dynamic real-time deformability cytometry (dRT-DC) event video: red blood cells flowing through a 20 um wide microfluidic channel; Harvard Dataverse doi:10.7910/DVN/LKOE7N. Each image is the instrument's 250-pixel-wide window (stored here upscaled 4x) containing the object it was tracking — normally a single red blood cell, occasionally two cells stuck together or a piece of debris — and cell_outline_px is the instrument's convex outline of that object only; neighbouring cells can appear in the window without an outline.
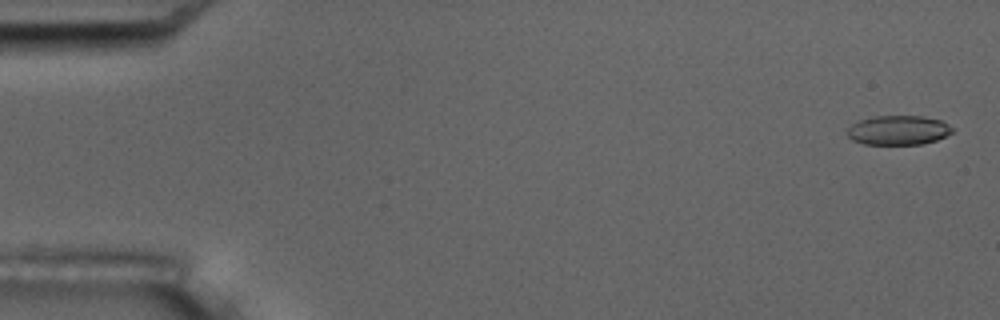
{"species": "common noctule bat (a hibernating species)", "species_latin": "Nyctalus noctula", "temperature_condition": "room temperature", "stored_images_in_passage": 3, "camera_frame_rate_fps": 3000, "um_per_image_px": 0.085, "animal": {"sex": "male", "body_mass_g": 17.5, "forearm_length_mm": 52.3}, "frame": {"image": 1, "passage_image": 1, "time_ms": 0.0, "image_size_px": [1000, 320], "cell_outline_px": [[952, 132], [936, 140], [920, 144], [864, 144], [852, 140], [848, 136], [848, 128], [852, 124], [860, 120], [876, 116], [924, 116], [940, 120], [948, 124], [952, 128]], "centroid_in_image_um": [76.34, 11.06], "position_along_channel_um": 8.7, "area_um2": 17.8}}